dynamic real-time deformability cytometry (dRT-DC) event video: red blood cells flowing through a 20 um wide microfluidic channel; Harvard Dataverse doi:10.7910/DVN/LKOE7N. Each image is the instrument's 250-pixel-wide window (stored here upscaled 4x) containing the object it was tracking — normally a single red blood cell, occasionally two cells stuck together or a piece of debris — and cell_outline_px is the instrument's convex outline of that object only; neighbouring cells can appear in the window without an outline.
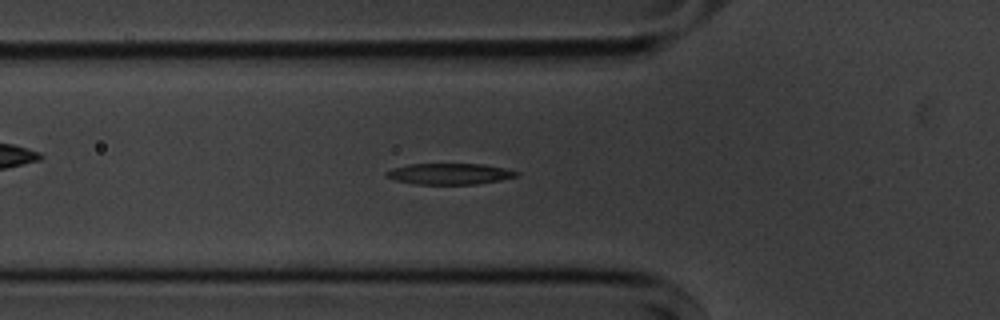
{"species": "common noctule bat (a hibernating species)", "species_latin": "Nyctalus noctula", "temperature_condition": "cold", "stored_images_in_passage": 44, "segment_of_instrument_passage": [1, 2], "camera_frame_rate_fps": 3000, "um_per_image_px": 0.085, "animal": {"sex": "male", "body_mass_g": 20.1, "forearm_length_mm": 53.5}, "frame": {"image": 1, "passage_image": 7, "time_ms": 2.0, "image_size_px": [1000, 320], "cell_outline_px": [[520, 172], [516, 176], [500, 180], [476, 184], [416, 184], [396, 180], [384, 176], [384, 172], [392, 168], [408, 164], [484, 164], [504, 168]], "centroid_in_image_um": [38.18, 14.77], "position_along_channel_um": 87.6, "area_um2": 15.95}}
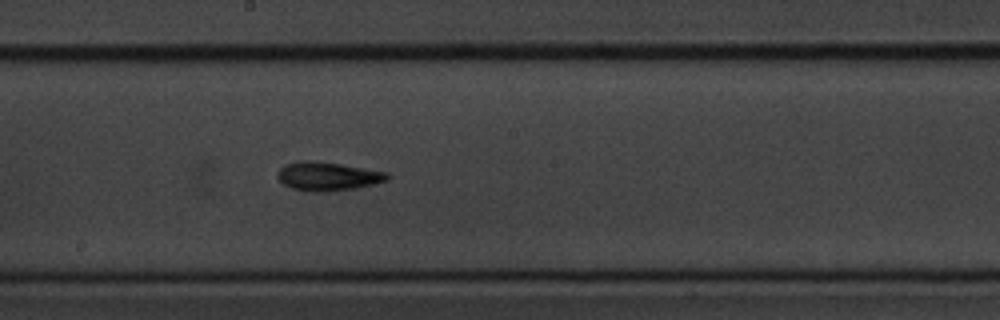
{"frame": {"image": 2, "passage_image": 18, "time_ms": 5.667, "image_size_px": [1000, 320], "cell_outline_px": [[388, 180], [372, 184], [352, 188], [328, 192], [312, 192], [292, 188], [284, 184], [276, 176], [276, 172], [284, 164], [300, 160], [308, 160], [340, 164], [388, 172]], "centroid_in_image_um": [27.8, 14.98], "position_along_channel_um": 220.4, "area_um2": 18.26}}
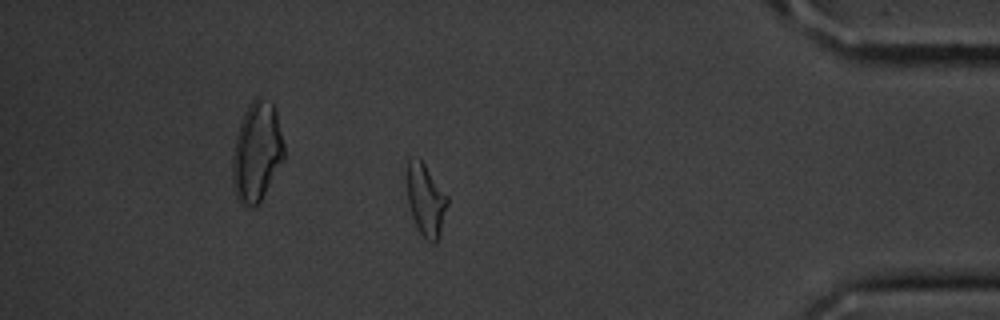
{"frame": {"image": 3, "passage_image": 36, "time_ms": 11.667, "image_size_px": [1000, 320], "cell_outline_px": [[448, 204], [440, 232], [436, 244], [432, 244], [420, 232], [412, 216], [408, 204], [404, 176], [404, 172], [408, 156], [420, 156], [448, 196]], "centroid_in_image_um": [36.13, 16.86], "position_along_channel_um": 399.1, "area_um2": 17.8}}